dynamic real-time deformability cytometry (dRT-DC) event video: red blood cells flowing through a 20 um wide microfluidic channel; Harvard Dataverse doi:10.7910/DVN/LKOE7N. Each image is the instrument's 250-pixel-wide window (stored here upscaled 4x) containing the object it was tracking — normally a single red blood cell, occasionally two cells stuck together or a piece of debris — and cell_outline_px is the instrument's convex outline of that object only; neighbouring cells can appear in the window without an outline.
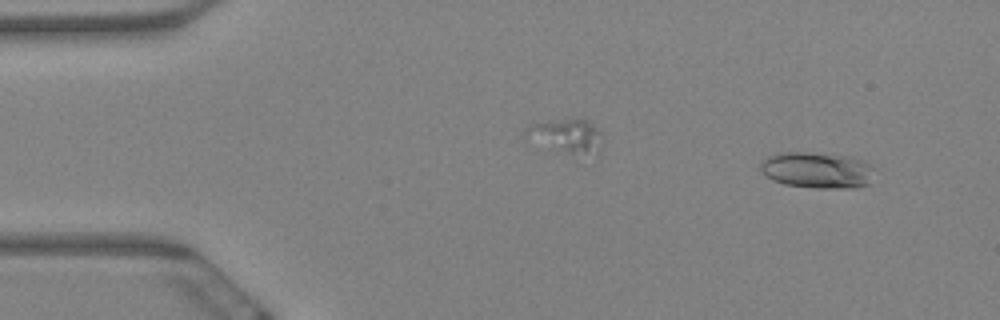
{"species": "Egyptian fruit bat (a non-hibernating species)", "species_latin": "Rousettus aegyptiacus", "temperature_condition": "warm", "stored_images_in_passage": 5, "camera_frame_rate_fps": 3000, "um_per_image_px": 0.085, "animal": {"sex": "female"}, "frame": {"image": 1, "passage_image": 1, "time_ms": 0.0, "image_size_px": [1000, 320], "cell_outline_px": [[876, 168], [868, 184], [856, 188], [820, 188], [784, 184], [772, 180], [760, 168], [760, 164], [768, 156], [780, 152], [804, 152], [852, 156], [864, 160], [872, 164]], "centroid_in_image_um": [69.52, 14.45], "position_along_channel_um": 15.5, "area_um2": 24.22}}
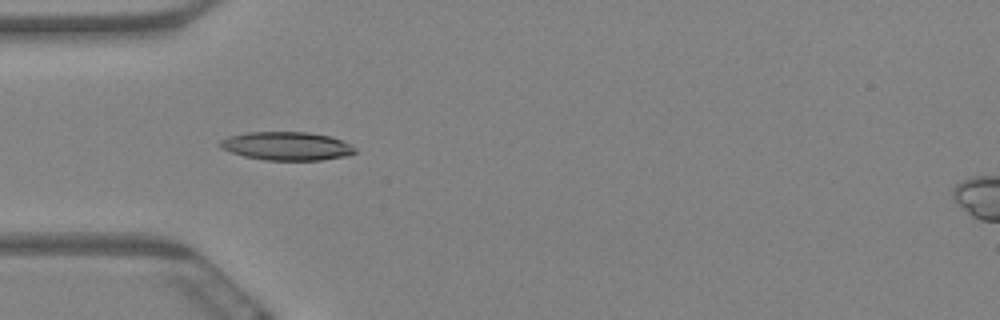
{"frame": {"image": 2, "passage_image": 4, "time_ms": 1.0, "image_size_px": [1000, 320], "cell_outline_px": [[356, 152], [344, 156], [320, 160], [264, 160], [244, 156], [220, 148], [220, 140], [228, 136], [248, 132], [308, 132], [328, 136], [352, 144], [356, 148]], "centroid_in_image_um": [24.36, 12.41], "position_along_channel_um": 60.6, "area_um2": 22.25}}